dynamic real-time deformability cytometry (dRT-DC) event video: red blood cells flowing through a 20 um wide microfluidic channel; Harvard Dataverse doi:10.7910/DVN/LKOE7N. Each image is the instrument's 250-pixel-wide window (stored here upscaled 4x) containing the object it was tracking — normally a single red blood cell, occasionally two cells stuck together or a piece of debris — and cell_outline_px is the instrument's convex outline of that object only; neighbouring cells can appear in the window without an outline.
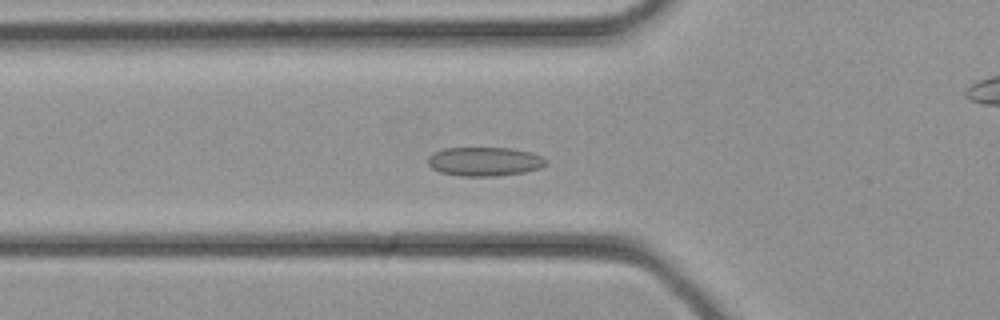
{"species": "common noctule bat (a hibernating species)", "species_latin": "Nyctalus noctula", "temperature_condition": "cold", "stored_images_in_passage": 39, "camera_frame_rate_fps": 3000, "um_per_image_px": 0.085, "animal": {"sex": "female", "body_mass_g": 21.9}, "frame": {"image": 1, "passage_image": 11, "time_ms": 3.333, "image_size_px": [1000, 320], "cell_outline_px": [[548, 164], [540, 168], [524, 172], [496, 176], [460, 176], [440, 172], [432, 168], [428, 164], [428, 156], [444, 148], [512, 148], [532, 152], [548, 160]], "centroid_in_image_um": [41.22, 13.73], "position_along_channel_um": 84.6, "area_um2": 20.0}}
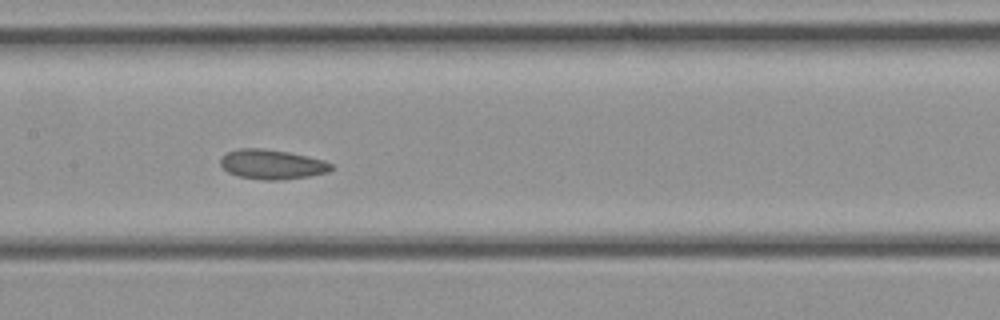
{"frame": {"image": 2, "passage_image": 16, "time_ms": 5.0, "image_size_px": [1000, 320], "cell_outline_px": [[332, 168], [328, 172], [308, 176], [280, 180], [264, 180], [240, 176], [228, 172], [220, 164], [220, 156], [228, 152], [240, 148], [264, 148], [288, 152], [308, 156], [324, 160], [332, 164]], "centroid_in_image_um": [23.11, 13.96], "position_along_channel_um": 184.3, "area_um2": 19.07}}
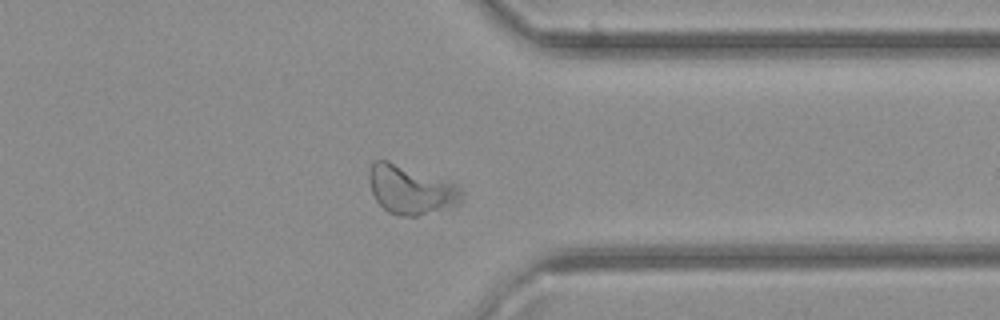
{"frame": {"image": 3, "passage_image": 26, "time_ms": 8.333, "image_size_px": [1000, 320], "cell_outline_px": [[464, 192], [460, 204], [416, 216], [400, 216], [388, 212], [376, 200], [372, 192], [368, 180], [368, 168], [376, 160], [388, 160], [456, 184]], "centroid_in_image_um": [34.89, 16.13], "position_along_channel_um": 376.5, "area_um2": 26.18}}